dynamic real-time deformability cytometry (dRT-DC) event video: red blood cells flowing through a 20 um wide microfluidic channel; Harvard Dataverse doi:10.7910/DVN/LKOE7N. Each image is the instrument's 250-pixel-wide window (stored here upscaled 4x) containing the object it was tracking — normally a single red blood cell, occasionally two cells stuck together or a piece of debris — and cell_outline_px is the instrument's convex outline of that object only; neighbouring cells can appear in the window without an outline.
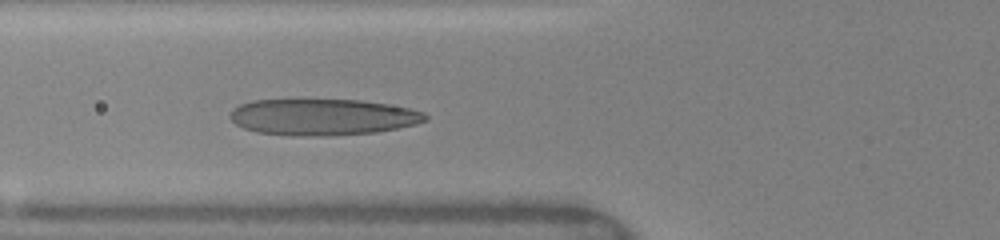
{"species": "human", "species_latin": "Homo sapiens", "temperature_condition": "warm", "stored_images_in_passage": 14, "camera_frame_rate_fps": 3000, "um_per_image_px": 0.085, "donor": {"sex": "female"}, "frame": {"image": 1, "passage_image": 13, "time_ms": 4.667, "image_size_px": [1000, 240], "cell_outline_px": [[428, 120], [416, 124], [376, 132], [328, 136], [292, 136], [256, 132], [244, 128], [236, 124], [228, 116], [232, 108], [240, 104], [252, 100], [360, 100], [388, 104], [408, 108], [424, 112], [428, 116]], "centroid_in_image_um": [27.4, 9.95], "position_along_channel_um": 98.4, "area_um2": 41.56}}